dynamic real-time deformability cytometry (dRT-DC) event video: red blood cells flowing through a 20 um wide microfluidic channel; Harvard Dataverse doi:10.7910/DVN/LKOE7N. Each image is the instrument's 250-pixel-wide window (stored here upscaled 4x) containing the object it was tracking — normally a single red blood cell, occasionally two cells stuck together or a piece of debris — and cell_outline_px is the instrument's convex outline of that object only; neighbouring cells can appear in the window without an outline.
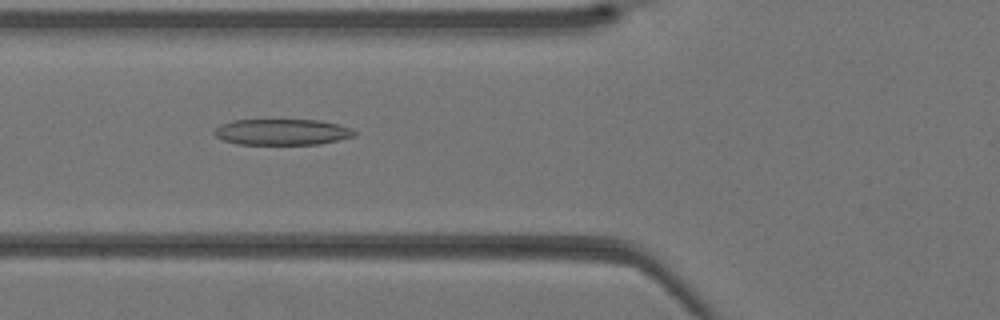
{"species": "Egyptian fruit bat (a non-hibernating species)", "species_latin": "Rousettus aegyptiacus", "temperature_condition": "warm", "stored_images_in_passage": 29, "camera_frame_rate_fps": 3000, "um_per_image_px": 0.085, "animal": {"sex": "female"}, "frame": {"image": 1, "passage_image": 4, "time_ms": 1.0, "image_size_px": [1000, 320], "cell_outline_px": [[356, 136], [320, 144], [236, 144], [224, 140], [216, 136], [212, 132], [220, 124], [232, 120], [320, 120], [340, 124], [352, 128], [356, 132]], "centroid_in_image_um": [24.0, 11.21], "position_along_channel_um": 101.8, "area_um2": 21.39}}
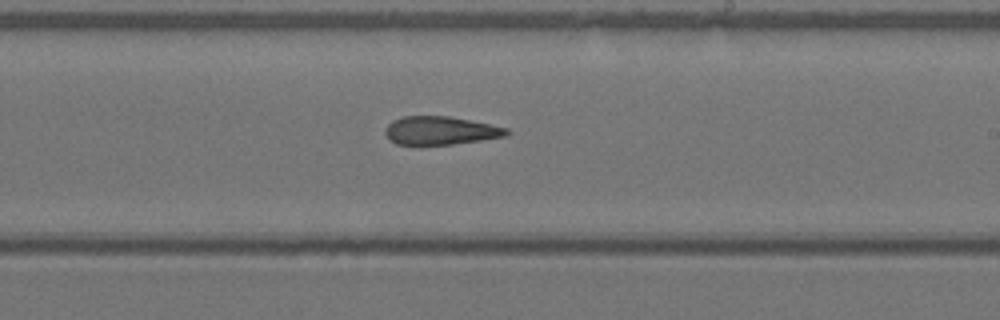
{"frame": {"image": 2, "passage_image": 13, "time_ms": 4.0, "image_size_px": [1000, 320], "cell_outline_px": [[512, 132], [508, 136], [452, 144], [396, 144], [388, 140], [384, 132], [388, 124], [392, 120], [404, 116], [448, 116], [508, 128]], "centroid_in_image_um": [37.43, 11.1], "position_along_channel_um": 251.6, "area_um2": 19.94}}
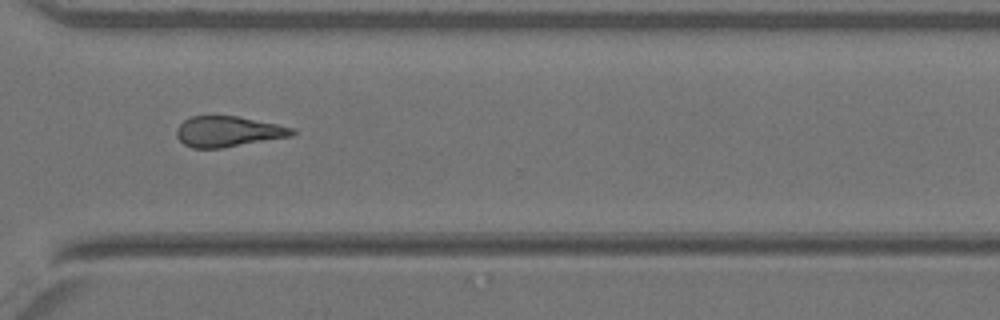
{"frame": {"image": 3, "passage_image": 19, "time_ms": 6.0, "image_size_px": [1000, 320], "cell_outline_px": [[296, 132], [292, 136], [224, 148], [192, 148], [184, 144], [176, 136], [176, 128], [184, 120], [192, 116], [236, 116], [276, 124], [292, 128]], "centroid_in_image_um": [19.36, 11.19], "position_along_channel_um": 351.2, "area_um2": 20.52}}